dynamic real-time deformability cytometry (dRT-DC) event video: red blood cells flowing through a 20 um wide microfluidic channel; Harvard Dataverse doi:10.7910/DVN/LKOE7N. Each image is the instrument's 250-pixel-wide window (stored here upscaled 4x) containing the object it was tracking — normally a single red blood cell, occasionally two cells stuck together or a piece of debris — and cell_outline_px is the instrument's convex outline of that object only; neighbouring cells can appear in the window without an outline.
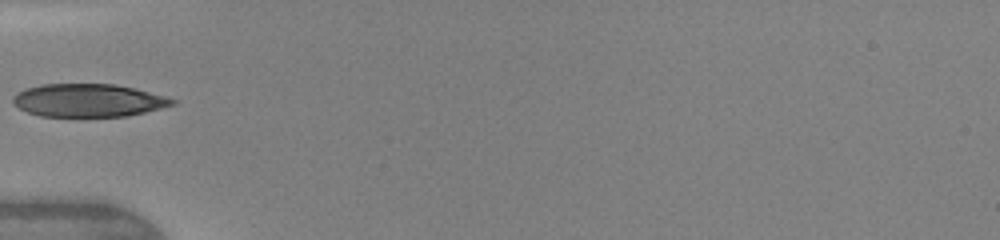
{"species": "human", "species_latin": "Homo sapiens", "temperature_condition": "warm", "stored_images_in_passage": 4, "camera_frame_rate_fps": 3000, "um_per_image_px": 0.085, "donor": {"sex": "female"}, "frame": {"image": 1, "passage_image": 4, "time_ms": 3.667, "image_size_px": [1000, 240], "cell_outline_px": [[176, 104], [128, 116], [40, 116], [28, 112], [12, 104], [12, 96], [16, 92], [24, 88], [40, 84], [116, 84], [136, 88], [164, 96], [176, 100]], "centroid_in_image_um": [7.46, 8.52], "position_along_channel_um": 77.5, "area_um2": 30.75}}